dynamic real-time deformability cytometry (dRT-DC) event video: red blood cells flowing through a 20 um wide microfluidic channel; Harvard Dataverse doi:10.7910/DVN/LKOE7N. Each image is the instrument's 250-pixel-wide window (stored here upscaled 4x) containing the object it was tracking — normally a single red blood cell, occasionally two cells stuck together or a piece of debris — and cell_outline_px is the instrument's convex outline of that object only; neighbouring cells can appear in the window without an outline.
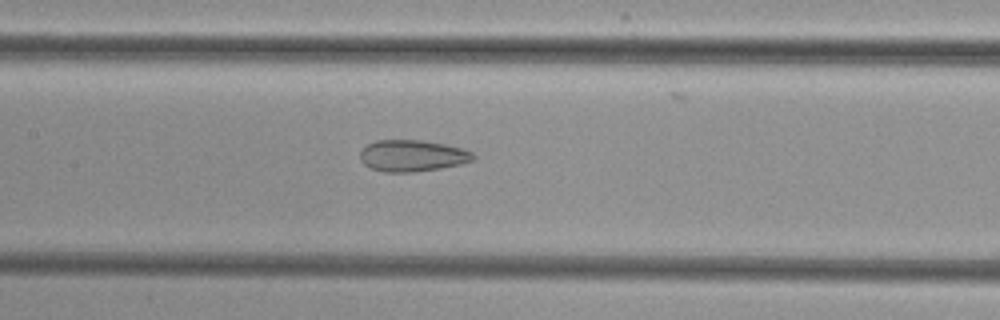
{"species": "common noctule bat (a hibernating species)", "species_latin": "Nyctalus noctula", "temperature_condition": "cold", "stored_images_in_passage": 53, "camera_frame_rate_fps": 3000, "um_per_image_px": 0.085, "animal": {"sex": "female", "body_mass_g": 29.2, "forearm_length_mm": 56.3}, "frame": {"image": 1, "passage_image": 26, "time_ms": 8.333, "image_size_px": [1000, 320], "cell_outline_px": [[476, 156], [472, 160], [460, 164], [440, 168], [412, 172], [384, 172], [372, 168], [364, 164], [360, 160], [360, 152], [368, 144], [376, 140], [420, 140], [444, 144], [464, 148], [472, 152]], "centroid_in_image_um": [35.05, 13.23], "position_along_channel_um": 172.4, "area_um2": 20.69}}
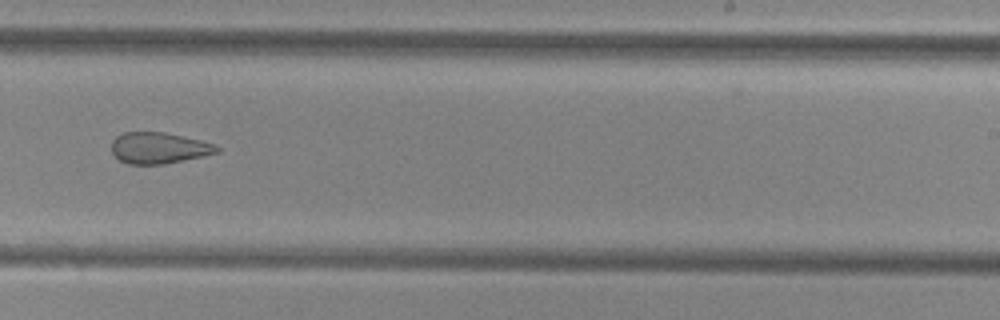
{"frame": {"image": 2, "passage_image": 34, "time_ms": 11.0, "image_size_px": [1000, 320], "cell_outline_px": [[220, 152], [204, 156], [164, 164], [128, 164], [120, 160], [112, 152], [112, 140], [116, 136], [124, 132], [164, 132], [184, 136], [216, 144], [220, 148]], "centroid_in_image_um": [13.53, 12.57], "position_along_channel_um": 275.5, "area_um2": 19.25}}
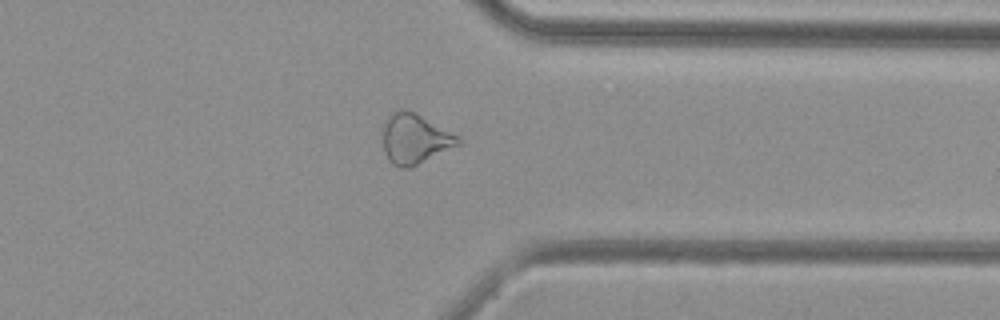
{"frame": {"image": 3, "passage_image": 42, "time_ms": 13.667, "image_size_px": [1000, 320], "cell_outline_px": [[464, 140], [460, 144], [412, 168], [400, 168], [392, 164], [388, 160], [384, 152], [380, 128], [384, 120], [392, 112], [400, 108], [412, 112], [460, 136]], "centroid_in_image_um": [35.21, 11.82], "position_along_channel_um": 376.2, "area_um2": 22.43}}